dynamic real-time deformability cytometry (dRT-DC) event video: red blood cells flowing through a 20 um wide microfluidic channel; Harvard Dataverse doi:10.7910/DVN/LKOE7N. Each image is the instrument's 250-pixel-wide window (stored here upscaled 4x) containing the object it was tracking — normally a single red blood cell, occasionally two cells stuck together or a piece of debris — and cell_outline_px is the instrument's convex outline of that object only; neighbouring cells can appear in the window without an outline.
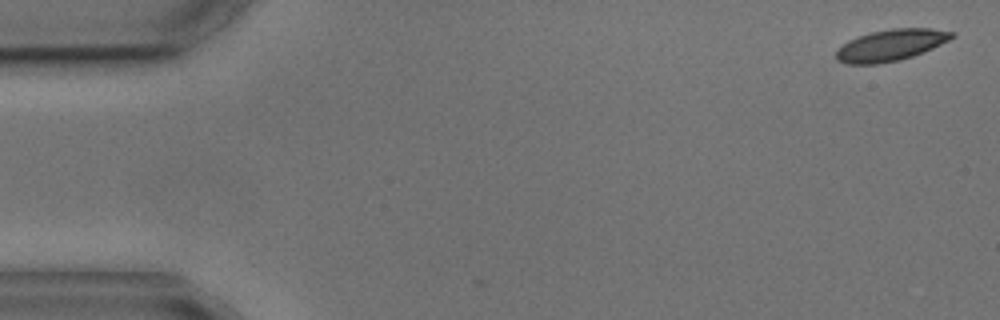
{"species": "common noctule bat (a hibernating species)", "species_latin": "Nyctalus noctula", "temperature_condition": "cold", "stored_images_in_passage": 5, "camera_frame_rate_fps": 3000, "um_per_image_px": 0.085, "animal": {"sex": "male", "body_mass_g": 17.9, "forearm_length_mm": 54.2}, "frame": {"image": 1, "passage_image": 1, "time_ms": 0.0, "image_size_px": [1000, 320], "cell_outline_px": [[956, 36], [924, 52], [900, 60], [876, 64], [844, 64], [836, 60], [836, 52], [848, 40], [872, 32], [892, 28], [932, 28], [956, 32]], "centroid_in_image_um": [75.74, 3.84], "position_along_channel_um": 9.3, "area_um2": 21.15}}
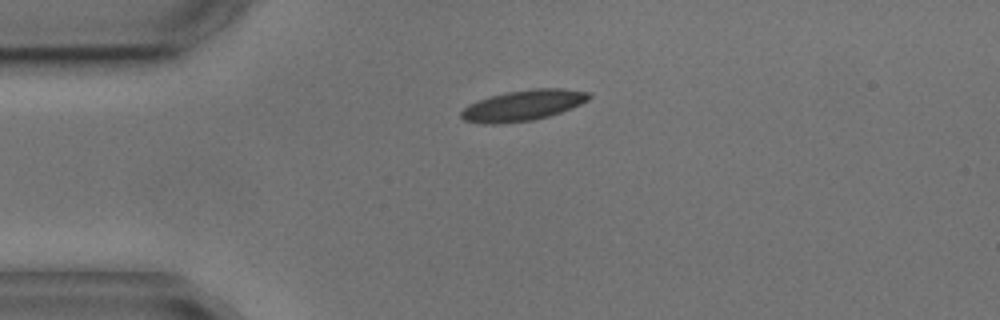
{"frame": {"image": 2, "passage_image": 4, "time_ms": 3.667, "image_size_px": [1000, 320], "cell_outline_px": [[592, 96], [588, 100], [572, 108], [548, 116], [532, 120], [500, 124], [484, 124], [464, 120], [460, 116], [460, 112], [468, 104], [492, 96], [508, 92], [532, 88], [560, 88], [592, 92]], "centroid_in_image_um": [44.48, 8.96], "position_along_channel_um": 40.5, "area_um2": 22.83}}